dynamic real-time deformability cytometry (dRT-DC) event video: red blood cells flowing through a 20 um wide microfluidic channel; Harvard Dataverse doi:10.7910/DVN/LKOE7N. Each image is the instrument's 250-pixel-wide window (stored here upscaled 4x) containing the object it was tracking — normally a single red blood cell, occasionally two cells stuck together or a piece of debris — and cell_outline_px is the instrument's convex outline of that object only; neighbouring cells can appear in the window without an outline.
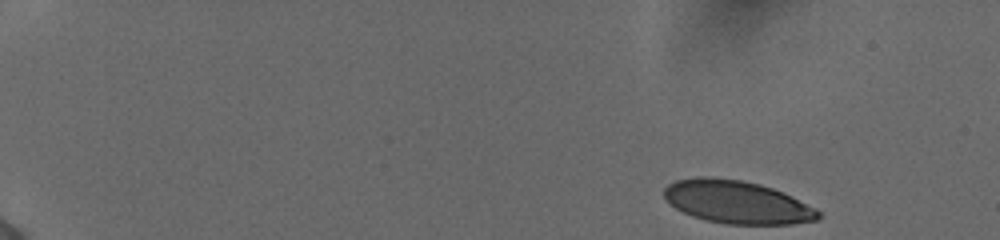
{"species": "human", "species_latin": "Homo sapiens", "temperature_condition": "cold", "stored_images_in_passage": 49, "camera_frame_rate_fps": 3000, "um_per_image_px": 0.085, "donor": {"sex": "female"}, "frame": {"image": 1, "passage_image": 1, "time_ms": 0.0, "image_size_px": [1000, 240], "cell_outline_px": [[820, 216], [816, 220], [792, 224], [728, 224], [708, 220], [692, 216], [676, 208], [664, 196], [664, 188], [668, 184], [676, 180], [700, 176], [708, 176], [740, 180], [760, 184], [772, 188], [792, 196], [816, 208], [820, 212]], "centroid_in_image_um": [62.65, 17.17], "position_along_channel_um": 22.3, "area_um2": 38.32}}
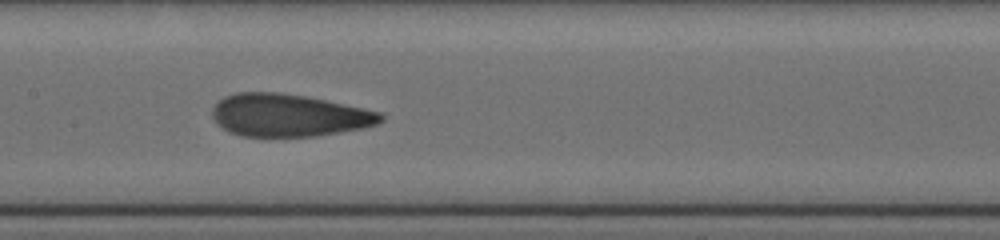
{"frame": {"image": 2, "passage_image": 25, "time_ms": 8.0, "image_size_px": [1000, 240], "cell_outline_px": [[384, 120], [376, 124], [360, 128], [316, 136], [240, 136], [228, 132], [216, 124], [212, 116], [212, 108], [224, 96], [236, 92], [280, 92], [304, 96], [324, 100], [380, 112], [384, 116]], "centroid_in_image_um": [24.47, 9.8], "position_along_channel_um": 182.9, "area_um2": 41.56}}
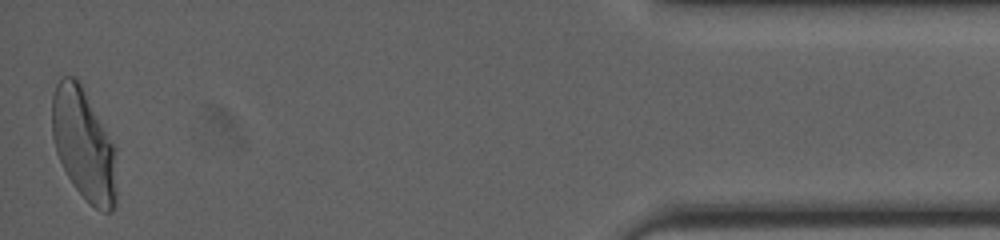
{"frame": {"image": 3, "passage_image": 49, "time_ms": 16.0, "image_size_px": [1000, 240], "cell_outline_px": [[116, 204], [112, 212], [100, 212], [72, 184], [56, 152], [52, 136], [52, 96], [56, 84], [60, 76], [72, 76], [80, 84], [112, 144], [116, 196]], "centroid_in_image_um": [7.06, 12.3], "position_along_channel_um": 428.1, "area_um2": 40.63}, "authors_computed_cell_mechanics": {"area_um2": 40.9802, "velocity_mm_per_s": 3.8688, "shape_relaxation_time_tau1_ms": 7.1136, "shape_relaxation_time_tau2_ms": 0.8661, "deformation_change_tau1": 0.2132, "deformation_change_tau2": 0.0755}}